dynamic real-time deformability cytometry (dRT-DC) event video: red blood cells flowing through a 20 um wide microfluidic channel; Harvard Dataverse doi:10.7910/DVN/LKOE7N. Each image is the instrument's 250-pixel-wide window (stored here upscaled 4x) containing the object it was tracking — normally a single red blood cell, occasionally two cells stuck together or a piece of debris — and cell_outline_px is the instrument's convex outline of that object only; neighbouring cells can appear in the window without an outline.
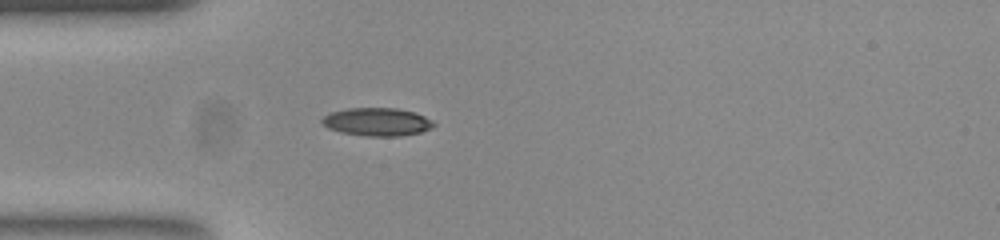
{"species": "common noctule bat (a hibernating species)", "species_latin": "Nyctalus noctula", "temperature_condition": "room temperature", "stored_images_in_passage": 40, "camera_frame_rate_fps": 3000, "um_per_image_px": 0.085, "animal": {"sex": "female", "body_mass_g": 23.0, "forearm_length_mm": 53.4}, "frame": {"image": 1, "passage_image": 1, "time_ms": 0.0, "image_size_px": [1000, 240], "cell_outline_px": [[436, 124], [432, 128], [420, 132], [400, 136], [364, 136], [340, 132], [328, 128], [320, 120], [328, 112], [348, 108], [396, 108], [412, 112], [424, 116], [432, 120]], "centroid_in_image_um": [32.03, 10.36], "position_along_channel_um": 53.0, "area_um2": 18.32}}
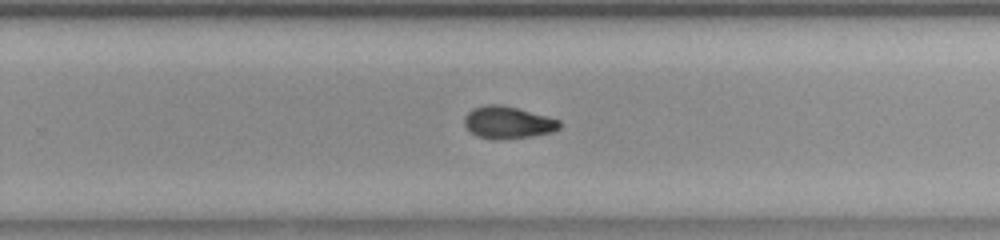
{"frame": {"image": 2, "passage_image": 20, "time_ms": 6.333, "image_size_px": [1000, 240], "cell_outline_px": [[560, 128], [552, 132], [532, 136], [492, 140], [476, 136], [464, 124], [464, 116], [472, 108], [484, 104], [500, 104], [516, 108], [560, 120]], "centroid_in_image_um": [43.13, 10.41], "position_along_channel_um": 286.7, "area_um2": 17.8}}
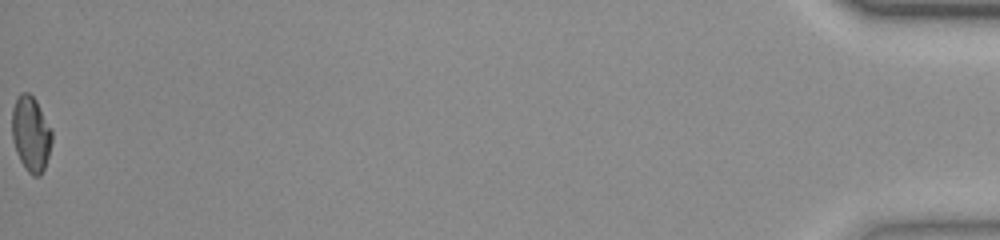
{"frame": {"image": 3, "passage_image": 40, "time_ms": 13.0, "image_size_px": [1000, 240], "cell_outline_px": [[52, 140], [48, 156], [44, 168], [40, 176], [32, 176], [24, 168], [16, 152], [12, 140], [12, 108], [20, 92], [28, 92], [36, 100], [52, 132]], "centroid_in_image_um": [2.61, 11.39], "position_along_channel_um": 432.6, "area_um2": 17.46}, "authors_computed_cell_mechanics": {"area_um2": 17.7446, "velocity_mm_per_s": 3.7939, "shape_relaxation_time_tau1_ms": 4.3799, "shape_relaxation_time_tau2_ms": 3.5837, "deformation_change_tau1": 0.1625, "deformation_change_tau2": 0.0805}}